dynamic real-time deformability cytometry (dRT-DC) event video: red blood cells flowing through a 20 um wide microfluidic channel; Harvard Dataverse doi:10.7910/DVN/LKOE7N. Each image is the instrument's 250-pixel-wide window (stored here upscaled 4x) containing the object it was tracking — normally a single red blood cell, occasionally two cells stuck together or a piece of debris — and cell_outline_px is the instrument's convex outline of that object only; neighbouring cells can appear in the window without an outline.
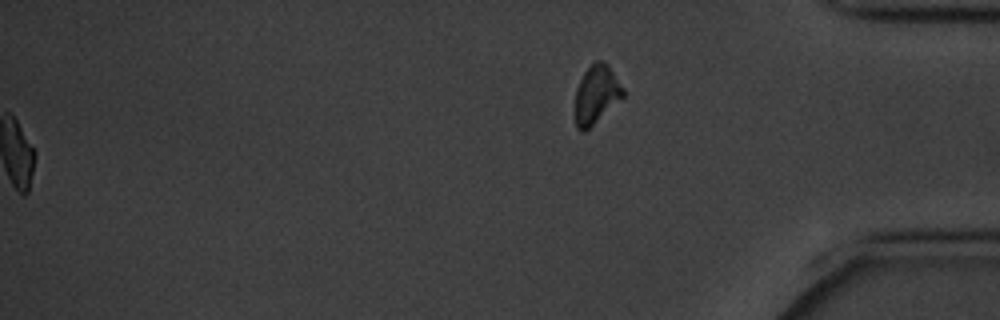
{"species": "common noctule bat (a hibernating species)", "species_latin": "Nyctalus noctula", "temperature_condition": "cold", "stored_images_in_passage": 55, "segment_of_instrument_passage": [2, 2], "camera_frame_rate_fps": 3000, "um_per_image_px": 0.085, "animal": {"sex": "male", "body_mass_g": 20.1, "forearm_length_mm": 53.5}, "frame": {"image": 1, "passage_image": 55, "time_ms": 18.0, "image_size_px": [1000, 320], "cell_outline_px": [[624, 96], [584, 132], [580, 132], [576, 128], [576, 88], [584, 72], [596, 60], [600, 60], [608, 64], [624, 88]], "centroid_in_image_um": [50.69, 8.01], "position_along_channel_um": 384.5, "area_um2": 16.07}}